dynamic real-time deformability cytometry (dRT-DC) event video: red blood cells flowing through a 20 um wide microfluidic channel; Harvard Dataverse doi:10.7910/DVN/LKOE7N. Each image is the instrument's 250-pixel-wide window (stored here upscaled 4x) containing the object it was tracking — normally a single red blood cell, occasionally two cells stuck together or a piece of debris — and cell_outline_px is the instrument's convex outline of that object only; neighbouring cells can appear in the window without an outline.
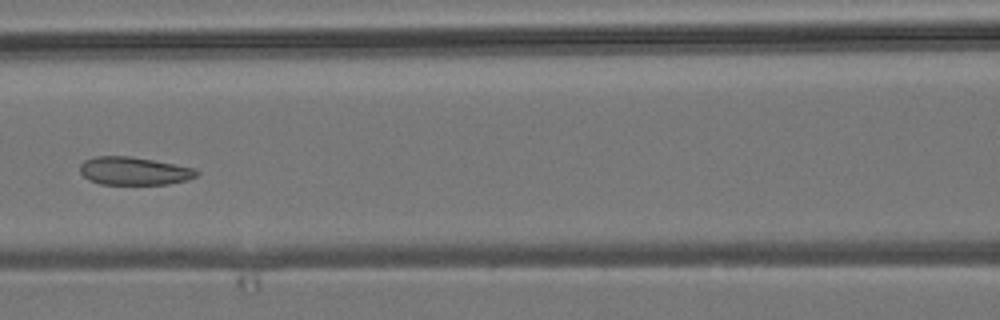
{"species": "common noctule bat (a hibernating species)", "species_latin": "Nyctalus noctula", "temperature_condition": "room temperature", "stored_images_in_passage": 5, "camera_frame_rate_fps": 3000, "um_per_image_px": 0.085, "animal": {"sex": "male", "body_mass_g": 19.2, "forearm_length_mm": 51.8}, "frame": {"image": 1, "passage_image": 5, "time_ms": 5.667, "image_size_px": [1000, 320], "cell_outline_px": [[200, 172], [196, 176], [184, 180], [168, 184], [100, 184], [88, 180], [80, 172], [80, 164], [84, 160], [96, 156], [128, 156], [152, 160], [196, 168]], "centroid_in_image_um": [11.37, 14.53], "position_along_channel_um": 155.2, "area_um2": 18.96}}